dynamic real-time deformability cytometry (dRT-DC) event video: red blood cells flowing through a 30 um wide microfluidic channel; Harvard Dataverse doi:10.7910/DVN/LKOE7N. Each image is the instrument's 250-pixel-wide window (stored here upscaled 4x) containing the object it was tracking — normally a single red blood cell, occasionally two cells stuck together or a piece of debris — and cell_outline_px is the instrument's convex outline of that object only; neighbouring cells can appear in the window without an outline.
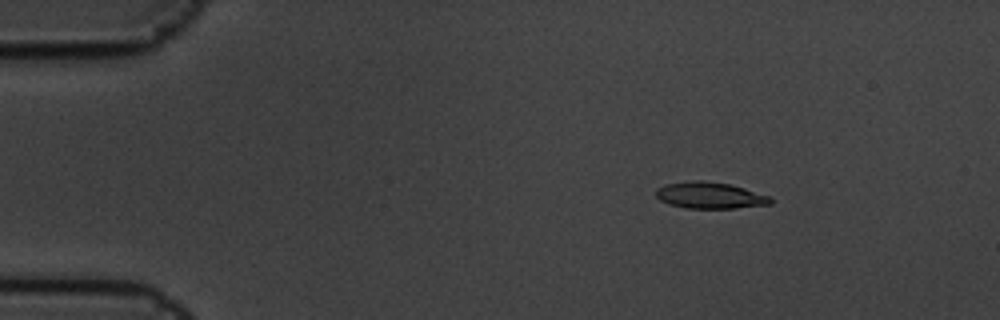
{"species": "common noctule bat (a hibernating species)", "species_latin": "Nyctalus noctula", "temperature_condition": "cold", "stored_images_in_passage": 10, "camera_frame_rate_fps": 3000, "um_per_image_px": 0.085, "animal": {"sex": "male", "body_mass_g": 19.5, "forearm_length_mm": 54.6}, "frame": {"image": 1, "passage_image": 3, "time_ms": 0.667, "image_size_px": [1000, 320], "cell_outline_px": [[772, 204], [736, 208], [684, 208], [668, 204], [660, 200], [656, 196], [656, 188], [664, 184], [692, 180], [700, 180], [728, 184], [744, 188], [772, 196]], "centroid_in_image_um": [60.34, 16.61], "position_along_channel_um": 24.7, "area_um2": 17.8}}
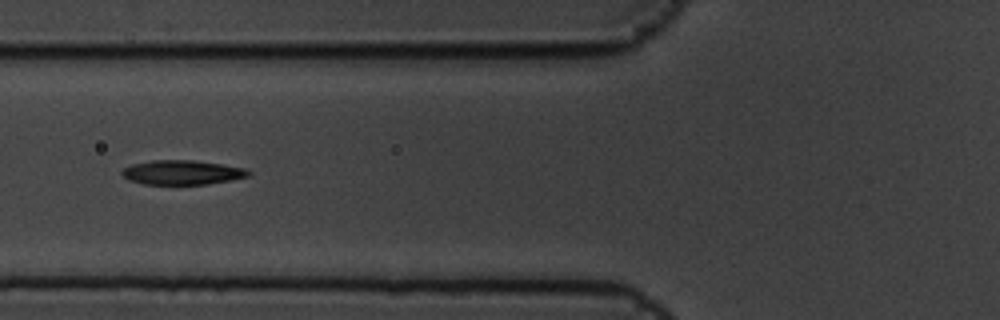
{"frame": {"image": 2, "passage_image": 7, "time_ms": 2.0, "image_size_px": [1000, 320], "cell_outline_px": [[252, 176], [208, 184], [144, 184], [128, 180], [120, 172], [124, 168], [132, 164], [152, 160], [192, 160], [220, 164], [244, 168], [252, 172]], "centroid_in_image_um": [15.49, 14.66], "position_along_channel_um": 110.3, "area_um2": 17.98}}
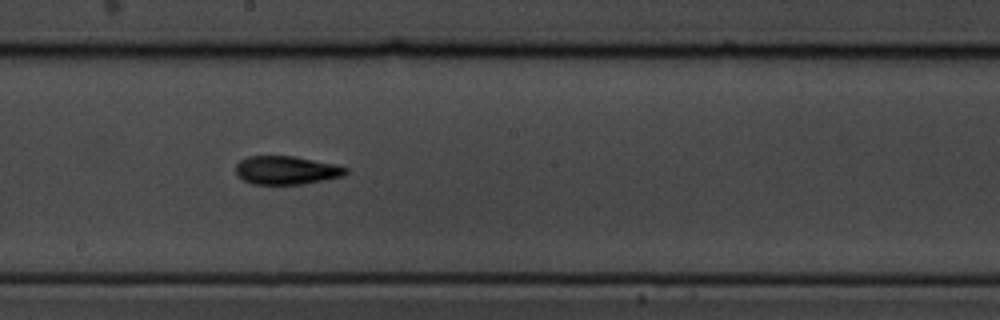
{"frame": {"image": 3, "passage_image": 10, "time_ms": 3.0, "image_size_px": [1000, 320], "cell_outline_px": [[348, 172], [344, 176], [304, 184], [252, 184], [244, 180], [236, 172], [236, 164], [240, 160], [248, 156], [296, 156], [336, 164], [348, 168]], "centroid_in_image_um": [24.38, 14.46], "position_along_channel_um": 223.8, "area_um2": 18.32}}